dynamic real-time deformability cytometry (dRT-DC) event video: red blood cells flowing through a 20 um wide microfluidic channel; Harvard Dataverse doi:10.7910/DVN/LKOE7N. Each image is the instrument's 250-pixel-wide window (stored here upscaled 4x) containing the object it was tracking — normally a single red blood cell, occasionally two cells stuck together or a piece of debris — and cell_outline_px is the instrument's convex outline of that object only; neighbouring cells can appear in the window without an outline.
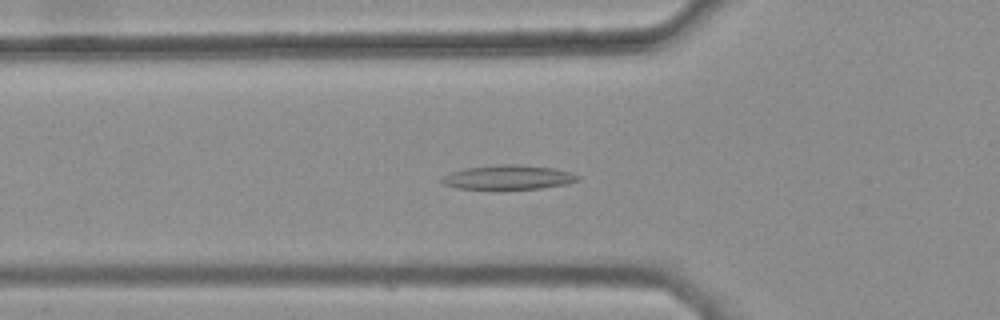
{"species": "common noctule bat (a hibernating species)", "species_latin": "Nyctalus noctula", "temperature_condition": "warm", "stored_images_in_passage": 36, "camera_frame_rate_fps": 3000, "um_per_image_px": 0.085, "animal": {"sex": "female", "body_mass_g": 25.1}, "frame": {"image": 1, "passage_image": 10, "time_ms": 3.0, "image_size_px": [1000, 320], "cell_outline_px": [[580, 180], [568, 184], [540, 188], [456, 188], [444, 184], [440, 180], [444, 176], [452, 172], [464, 168], [500, 164], [516, 164], [552, 168], [572, 172], [580, 176]], "centroid_in_image_um": [43.25, 15.05], "position_along_channel_um": 82.5, "area_um2": 19.02}}
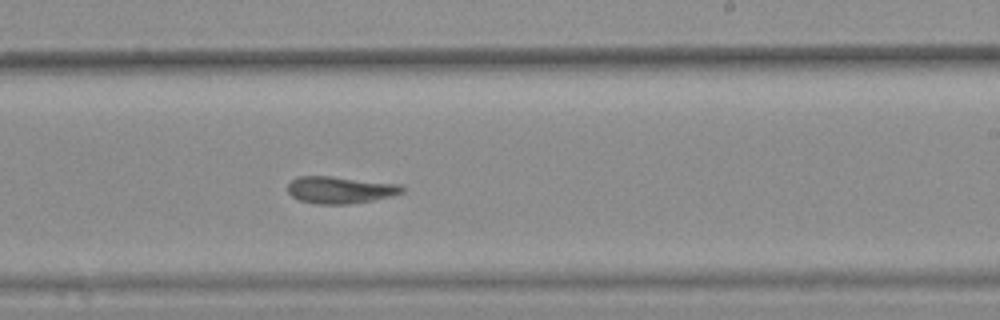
{"frame": {"image": 2, "passage_image": 24, "time_ms": 7.667, "image_size_px": [1000, 320], "cell_outline_px": [[404, 192], [392, 196], [372, 200], [348, 204], [320, 204], [300, 200], [292, 196], [288, 192], [288, 184], [296, 176], [332, 176], [400, 184], [404, 188]], "centroid_in_image_um": [28.92, 16.13], "position_along_channel_um": 260.1, "area_um2": 17.98}}
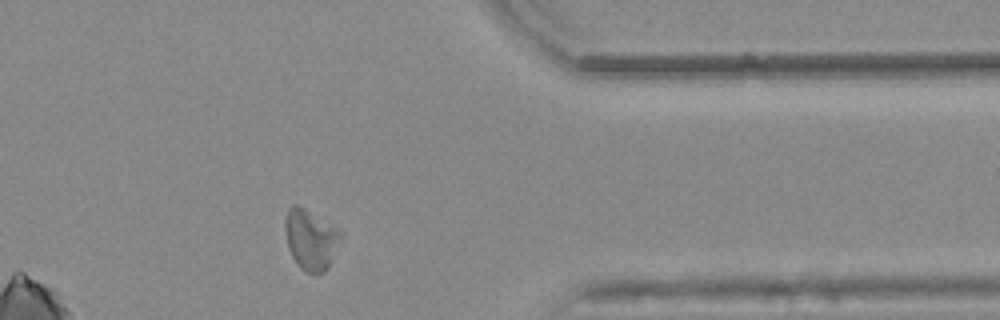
{"frame": {"image": 3, "passage_image": 35, "time_ms": 11.333, "image_size_px": [1000, 320], "cell_outline_px": [[340, 236], [328, 268], [324, 272], [308, 272], [300, 268], [296, 264], [288, 248], [284, 224], [284, 220], [288, 208], [292, 204], [300, 204], [340, 232]], "centroid_in_image_um": [26.33, 20.33], "position_along_channel_um": 385.1, "area_um2": 19.07}, "authors_computed_cell_mechanics": {"area_um2": 18.5249, "velocity_mm_per_s": 3.7996, "shape_relaxation_time_tau1_ms": null, "shape_relaxation_time_tau2_ms": 4.5226, "deformation_change_tau1": null, "deformation_change_tau2": 0.1103}}